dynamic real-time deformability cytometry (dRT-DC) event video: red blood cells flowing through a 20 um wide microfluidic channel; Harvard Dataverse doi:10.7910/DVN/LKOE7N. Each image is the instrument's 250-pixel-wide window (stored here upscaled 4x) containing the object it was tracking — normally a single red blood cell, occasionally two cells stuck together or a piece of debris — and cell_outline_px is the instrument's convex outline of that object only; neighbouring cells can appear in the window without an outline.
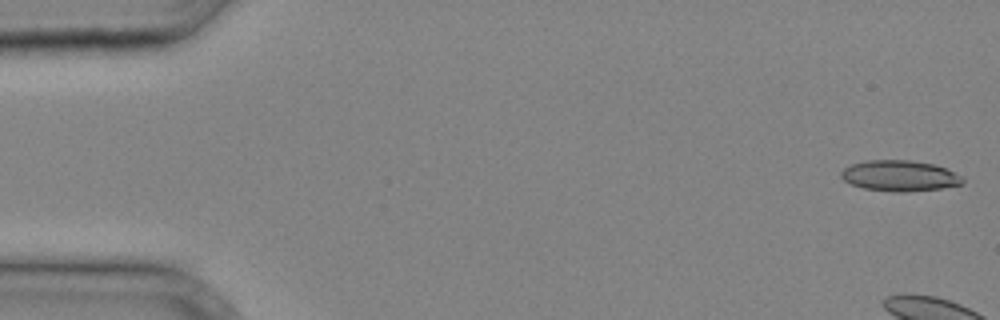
{"species": "common noctule bat (a hibernating species)", "species_latin": "Nyctalus noctula", "temperature_condition": "cold", "stored_images_in_passage": 5, "camera_frame_rate_fps": 3000, "um_per_image_px": 0.085, "animal": {"sex": "male", "body_mass_g": 20.4}, "frame": {"image": 1, "passage_image": 1, "time_ms": 0.0, "image_size_px": [1000, 320], "cell_outline_px": [[964, 184], [940, 188], [908, 192], [892, 192], [864, 188], [852, 184], [844, 180], [840, 176], [840, 172], [844, 168], [852, 164], [864, 160], [908, 160], [932, 164], [944, 168], [960, 176], [964, 180]], "centroid_in_image_um": [76.44, 14.95], "position_along_channel_um": 8.6, "area_um2": 21.68}}